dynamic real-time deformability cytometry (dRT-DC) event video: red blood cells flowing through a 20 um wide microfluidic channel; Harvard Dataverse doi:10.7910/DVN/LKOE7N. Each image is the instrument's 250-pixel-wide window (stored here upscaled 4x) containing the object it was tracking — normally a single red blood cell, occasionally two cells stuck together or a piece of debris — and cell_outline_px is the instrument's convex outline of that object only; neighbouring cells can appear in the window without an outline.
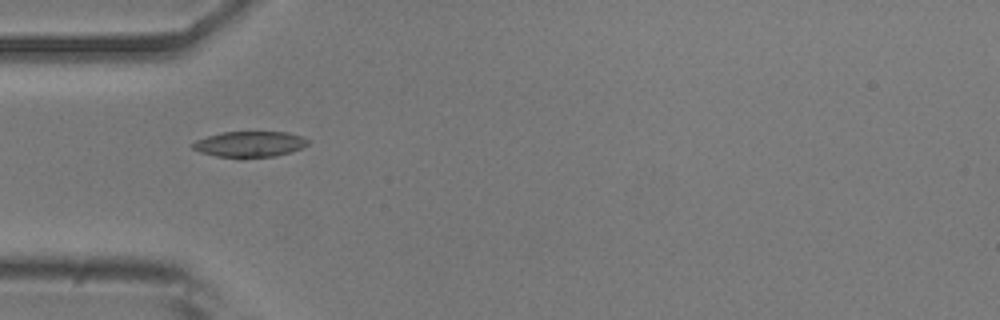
{"species": "common noctule bat (a hibernating species)", "species_latin": "Nyctalus noctula", "temperature_condition": "room temperature", "stored_images_in_passage": 3, "camera_frame_rate_fps": 3000, "um_per_image_px": 0.085, "animal": {"sex": "male", "body_mass_g": 20.5, "forearm_length_mm": 52.5}, "frame": {"image": 1, "passage_image": 3, "time_ms": 0.667, "image_size_px": [1000, 320], "cell_outline_px": [[312, 140], [308, 144], [292, 152], [276, 156], [240, 160], [216, 156], [200, 152], [192, 148], [192, 144], [196, 140], [220, 132], [288, 132], [304, 136]], "centroid_in_image_um": [21.26, 12.28], "position_along_channel_um": 63.7, "area_um2": 17.98}}